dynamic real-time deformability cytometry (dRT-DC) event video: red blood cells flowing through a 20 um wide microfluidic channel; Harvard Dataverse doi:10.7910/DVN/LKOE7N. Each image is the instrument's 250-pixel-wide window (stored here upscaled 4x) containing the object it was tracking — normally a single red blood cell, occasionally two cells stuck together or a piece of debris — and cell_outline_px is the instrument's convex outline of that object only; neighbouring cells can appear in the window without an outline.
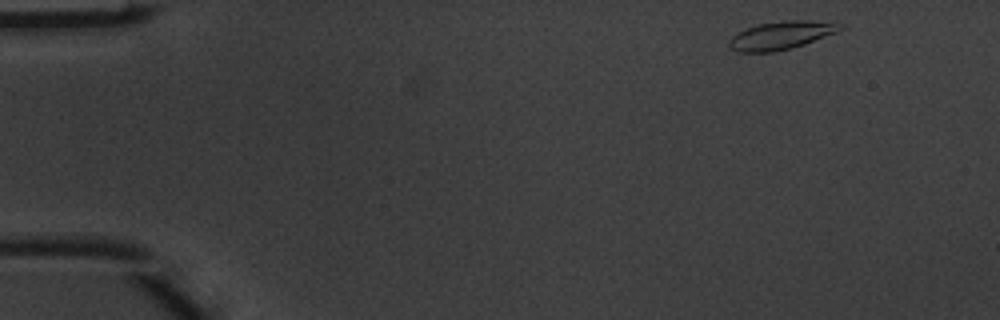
{"species": "common noctule bat (a hibernating species)", "species_latin": "Nyctalus noctula", "temperature_condition": "warm", "stored_images_in_passage": 7, "camera_frame_rate_fps": 3000, "um_per_image_px": 0.085, "animal": {"sex": "male", "body_mass_g": 20.1, "forearm_length_mm": 53.5}, "frame": {"image": 1, "passage_image": 1, "time_ms": 0.0, "image_size_px": [1000, 320], "cell_outline_px": [[844, 28], [836, 32], [804, 44], [792, 48], [772, 52], [740, 52], [732, 48], [728, 44], [728, 40], [732, 36], [748, 28], [760, 24], [784, 20], [808, 20], [844, 24]], "centroid_in_image_um": [66.41, 3.0], "position_along_channel_um": 18.6, "area_um2": 17.92}}
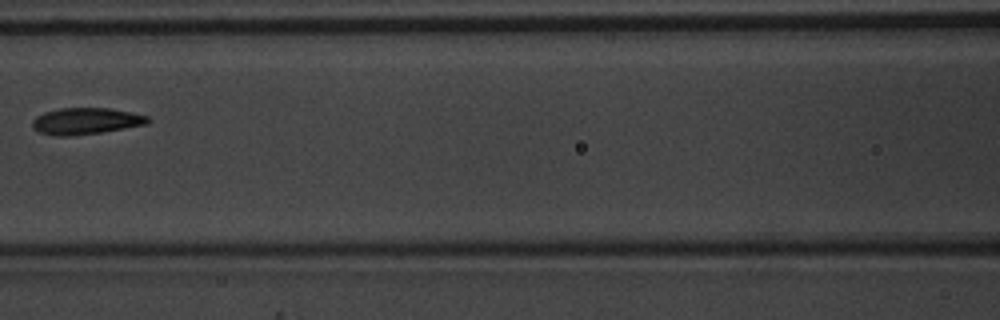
{"frame": {"image": 2, "passage_image": 6, "time_ms": 1.667, "image_size_px": [1000, 320], "cell_outline_px": [[152, 120], [148, 124], [100, 132], [68, 136], [56, 136], [40, 132], [32, 128], [32, 120], [36, 116], [44, 112], [60, 108], [112, 108], [148, 116]], "centroid_in_image_um": [7.3, 10.28], "position_along_channel_um": 159.3, "area_um2": 17.86}}
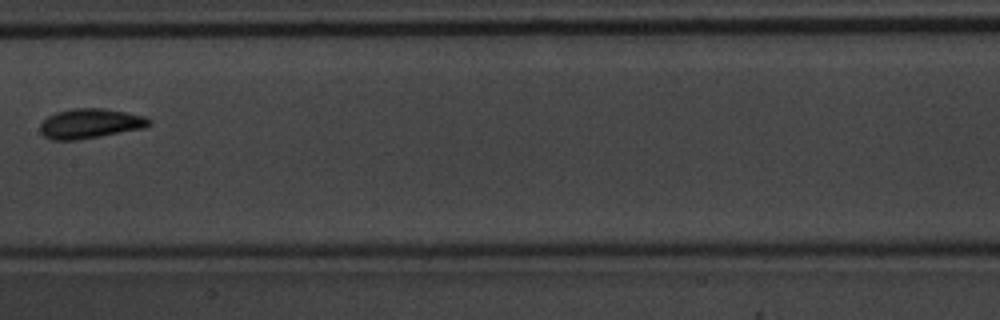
{"frame": {"image": 3, "passage_image": 7, "time_ms": 2.0, "image_size_px": [1000, 320], "cell_outline_px": [[152, 124], [144, 128], [100, 136], [76, 140], [52, 140], [44, 136], [40, 132], [40, 124], [48, 116], [56, 112], [76, 108], [100, 108], [124, 112], [144, 116], [152, 120]], "centroid_in_image_um": [7.66, 10.5], "position_along_channel_um": 199.7, "area_um2": 18.79}}